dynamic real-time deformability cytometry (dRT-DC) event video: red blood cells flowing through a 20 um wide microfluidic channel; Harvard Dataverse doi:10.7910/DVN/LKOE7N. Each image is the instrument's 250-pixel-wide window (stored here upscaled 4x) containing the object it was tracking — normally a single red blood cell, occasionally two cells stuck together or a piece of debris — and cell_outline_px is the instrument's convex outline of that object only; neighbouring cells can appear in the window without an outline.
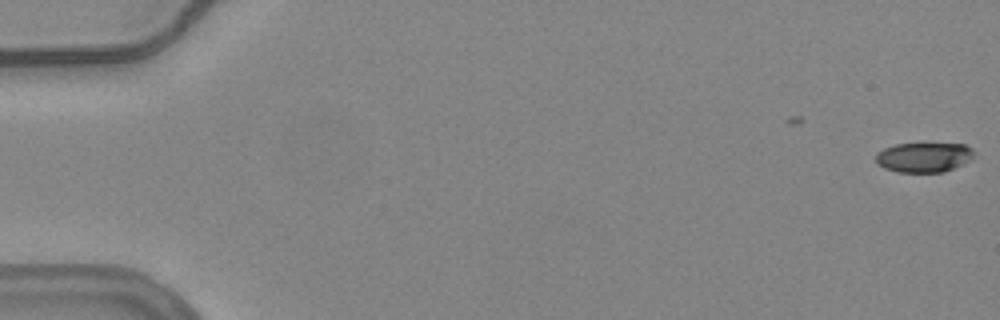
{"species": "common noctule bat (a hibernating species)", "species_latin": "Nyctalus noctula", "temperature_condition": "warm", "stored_images_in_passage": 11, "camera_frame_rate_fps": 3000, "um_per_image_px": 0.085, "animal": {"sex": "female", "body_mass_g": 24.6, "forearm_length_mm": 56.2}, "frame": {"image": 1, "passage_image": 1, "time_ms": 0.0, "image_size_px": [1000, 320], "cell_outline_px": [[972, 156], [968, 160], [944, 172], [896, 172], [884, 168], [876, 164], [876, 152], [884, 148], [896, 144], [964, 144], [972, 148]], "centroid_in_image_um": [78.45, 13.37], "position_along_channel_um": 6.6, "area_um2": 16.82}}